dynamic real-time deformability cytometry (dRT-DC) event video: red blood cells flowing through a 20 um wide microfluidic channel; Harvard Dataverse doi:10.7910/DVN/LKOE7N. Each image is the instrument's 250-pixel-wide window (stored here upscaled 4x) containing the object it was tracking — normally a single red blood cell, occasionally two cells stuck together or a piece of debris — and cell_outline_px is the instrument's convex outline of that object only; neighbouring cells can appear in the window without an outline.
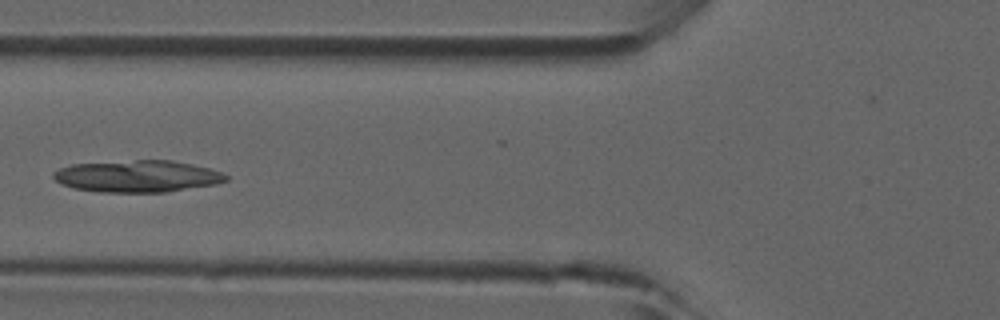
{"species": "common noctule bat (a hibernating species)", "species_latin": "Nyctalus noctula", "temperature_condition": "room temperature", "stored_images_in_passage": 40, "camera_frame_rate_fps": 3000, "um_per_image_px": 0.085, "animal": {"sex": "male", "forearm_length_mm": 52.5}, "frame": {"image": 1, "passage_image": 12, "time_ms": 3.667, "image_size_px": [1000, 320], "cell_outline_px": [[228, 180], [216, 184], [164, 192], [100, 192], [72, 188], [56, 180], [52, 176], [52, 172], [60, 168], [72, 164], [136, 160], [172, 160], [212, 168], [224, 172], [228, 176]], "centroid_in_image_um": [11.72, 14.97], "position_along_channel_um": 114.1, "area_um2": 32.14}}